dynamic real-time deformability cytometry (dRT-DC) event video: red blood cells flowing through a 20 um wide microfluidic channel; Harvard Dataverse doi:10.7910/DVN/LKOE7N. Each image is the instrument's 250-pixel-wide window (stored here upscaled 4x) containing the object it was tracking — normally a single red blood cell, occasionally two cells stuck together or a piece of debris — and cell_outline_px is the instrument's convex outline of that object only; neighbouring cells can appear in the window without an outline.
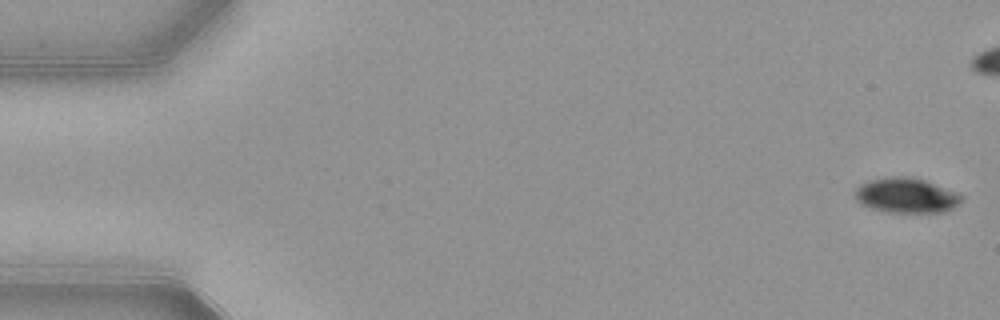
{"species": "common noctule bat (a hibernating species)", "species_latin": "Nyctalus noctula", "temperature_condition": "warm", "stored_images_in_passage": 45, "camera_frame_rate_fps": 3000, "um_per_image_px": 0.085, "animal": {"sex": "female", "body_mass_g": 21.9}, "frame": {"image": 1, "passage_image": 1, "time_ms": 0.0, "image_size_px": [1000, 320], "cell_outline_px": [[964, 200], [960, 204], [944, 212], [892, 212], [872, 208], [860, 204], [856, 200], [856, 188], [860, 184], [868, 180], [888, 176], [908, 176], [924, 180], [956, 192], [964, 196]], "centroid_in_image_um": [77.05, 16.6], "position_along_channel_um": 8.0, "area_um2": 21.73}}
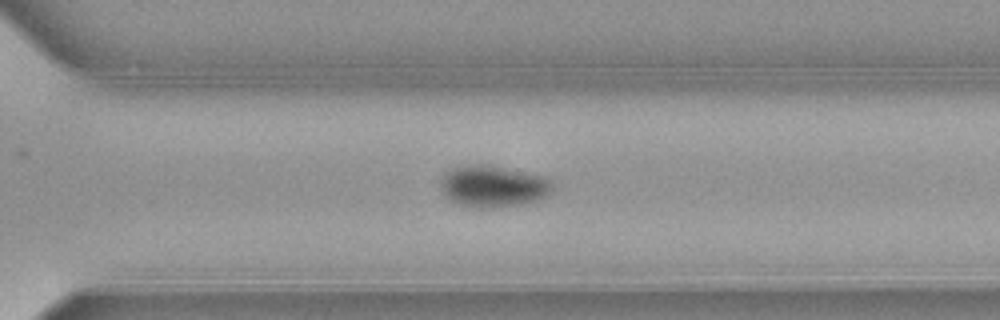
{"frame": {"image": 2, "passage_image": 37, "time_ms": 12.0, "image_size_px": [1000, 320], "cell_outline_px": [[552, 188], [544, 196], [536, 200], [516, 204], [492, 208], [480, 208], [460, 204], [444, 196], [440, 192], [440, 180], [444, 172], [452, 168], [468, 164], [492, 164], [540, 176], [548, 180]], "centroid_in_image_um": [41.79, 15.81], "position_along_channel_um": 328.8, "area_um2": 26.88}}
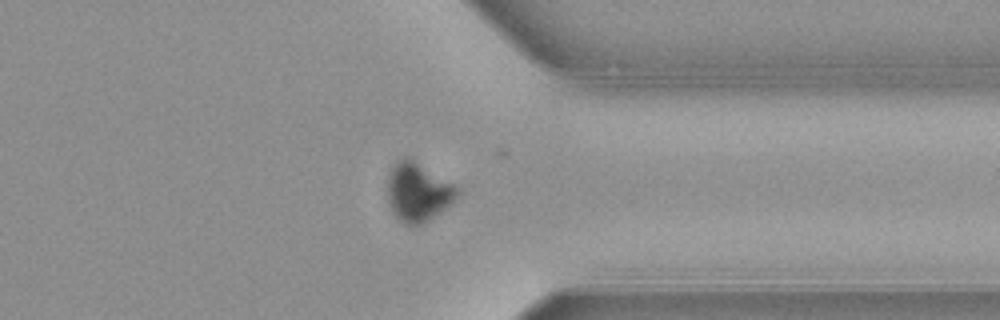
{"frame": {"image": 3, "passage_image": 41, "time_ms": 13.333, "image_size_px": [1000, 320], "cell_outline_px": [[460, 196], [452, 204], [428, 220], [420, 224], [408, 224], [400, 220], [392, 212], [388, 204], [388, 176], [392, 164], [396, 160], [408, 156], [460, 188]], "centroid_in_image_um": [35.54, 16.3], "position_along_channel_um": 375.9, "area_um2": 23.99}}